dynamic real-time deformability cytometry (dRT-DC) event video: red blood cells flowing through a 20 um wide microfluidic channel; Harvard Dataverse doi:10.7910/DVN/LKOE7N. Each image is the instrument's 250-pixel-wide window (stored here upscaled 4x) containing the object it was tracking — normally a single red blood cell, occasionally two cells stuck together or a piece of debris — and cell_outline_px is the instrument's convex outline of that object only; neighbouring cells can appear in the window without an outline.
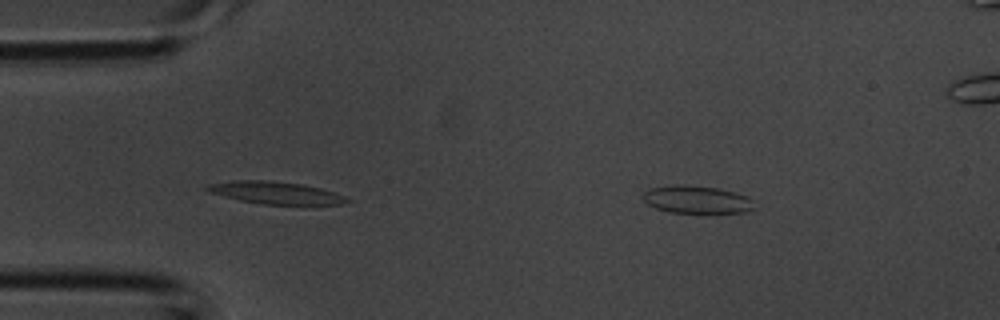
{"species": "common noctule bat (a hibernating species)", "species_latin": "Nyctalus noctula", "temperature_condition": "room temperature", "stored_images_in_passage": 5, "camera_frame_rate_fps": 3000, "um_per_image_px": 0.085, "animal": {"sex": "male", "body_mass_g": 20.1, "forearm_length_mm": 53.5}, "frame": {"image": 1, "passage_image": 5, "time_ms": 1.333, "image_size_px": [1000, 320], "cell_outline_px": [[752, 208], [744, 212], [708, 216], [668, 212], [656, 208], [648, 204], [640, 196], [648, 188], [684, 184], [716, 188], [732, 192], [744, 196], [752, 200]], "centroid_in_image_um": [59.18, 17.02], "position_along_channel_um": 25.8, "area_um2": 18.61}}